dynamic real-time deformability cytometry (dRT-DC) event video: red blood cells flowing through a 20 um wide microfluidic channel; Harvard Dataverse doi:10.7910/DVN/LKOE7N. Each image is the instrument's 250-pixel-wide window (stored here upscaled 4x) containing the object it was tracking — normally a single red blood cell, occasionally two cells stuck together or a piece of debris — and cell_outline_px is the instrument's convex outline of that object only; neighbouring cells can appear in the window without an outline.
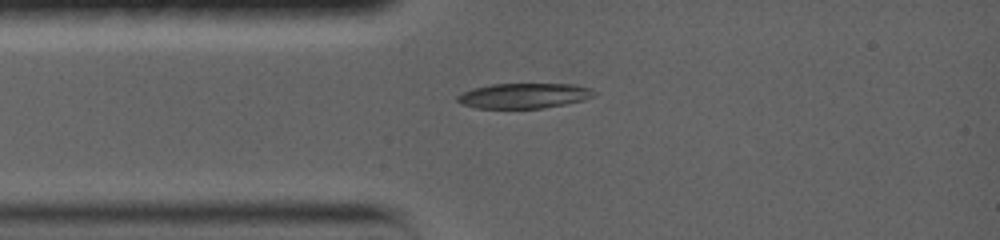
{"species": "common noctule bat (a hibernating species)", "species_latin": "Nyctalus noctula", "temperature_condition": "warm", "stored_images_in_passage": 34, "camera_frame_rate_fps": 5000, "um_per_image_px": 0.085, "animal": {"sex": "female", "body_mass_g": 19.0, "forearm_length_mm": 56.7}, "frame": {"image": 1, "passage_image": 1, "time_ms": 0.0, "image_size_px": [1000, 240], "cell_outline_px": [[596, 92], [592, 96], [584, 100], [544, 108], [476, 108], [460, 104], [456, 100], [456, 96], [472, 88], [492, 84], [572, 84], [588, 88]], "centroid_in_image_um": [44.48, 8.14], "position_along_channel_um": 40.5, "area_um2": 19.94}}
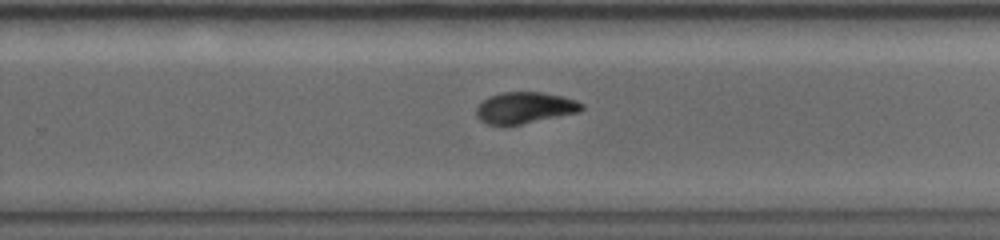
{"frame": {"image": 2, "passage_image": 17, "time_ms": 6.8, "image_size_px": [1000, 240], "cell_outline_px": [[584, 108], [580, 112], [520, 124], [488, 124], [480, 120], [476, 116], [476, 108], [488, 96], [504, 92], [540, 92], [564, 96], [576, 100], [584, 104]], "centroid_in_image_um": [44.64, 9.14], "position_along_channel_um": 285.2, "area_um2": 19.13}}
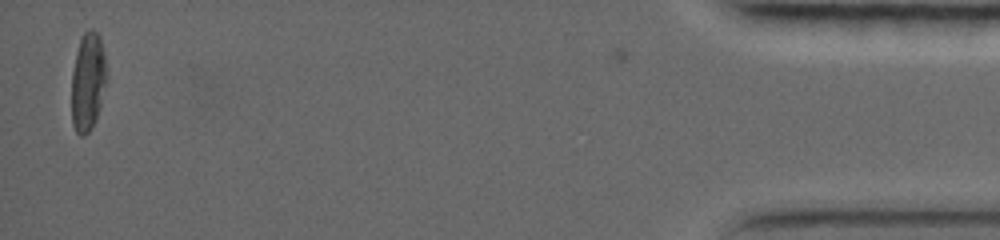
{"frame": {"image": 3, "passage_image": 34, "time_ms": 14.0, "image_size_px": [1000, 240], "cell_outline_px": [[108, 80], [92, 128], [84, 136], [80, 136], [76, 132], [72, 124], [72, 72], [76, 52], [80, 40], [84, 32], [88, 28], [92, 28], [100, 36], [108, 76]], "centroid_in_image_um": [7.48, 6.93], "position_along_channel_um": 427.7, "area_um2": 20.23}, "authors_computed_cell_mechanics": {"area_um2": 19.7965, "velocity_mm_per_s": 3.6523, "shape_relaxation_time_tau1_ms": 4.0423, "shape_relaxation_time_tau2_ms": 8.4337, "deformation_change_tau1": 0.1776, "deformation_change_tau2": 0.1096}}